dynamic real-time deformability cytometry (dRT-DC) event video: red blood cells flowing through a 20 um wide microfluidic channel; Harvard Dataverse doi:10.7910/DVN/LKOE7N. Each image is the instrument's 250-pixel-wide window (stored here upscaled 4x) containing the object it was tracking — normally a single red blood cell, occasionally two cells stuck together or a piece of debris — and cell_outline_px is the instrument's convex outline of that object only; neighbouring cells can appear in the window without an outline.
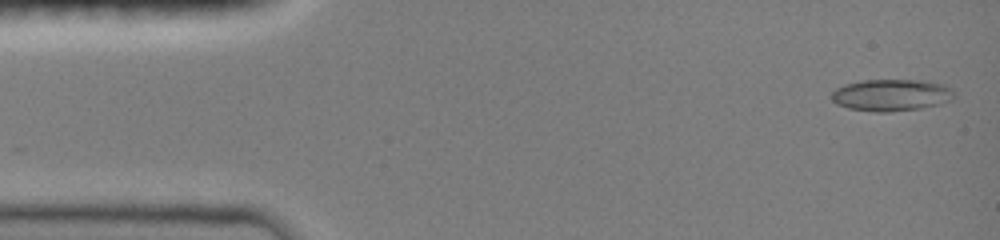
{"species": "common noctule bat (a hibernating species)", "species_latin": "Nyctalus noctula", "temperature_condition": "room temperature", "stored_images_in_passage": 16, "camera_frame_rate_fps": 3000, "um_per_image_px": 0.085, "animal": {"sex": "female", "body_mass_g": 19.0, "forearm_length_mm": 51.5}, "frame": {"image": 1, "passage_image": 1, "time_ms": 0.0, "image_size_px": [1000, 240], "cell_outline_px": [[952, 100], [940, 104], [920, 108], [888, 112], [876, 112], [848, 108], [836, 104], [832, 100], [832, 92], [836, 88], [844, 84], [864, 80], [924, 80], [944, 84], [952, 88]], "centroid_in_image_um": [75.75, 8.08], "position_along_channel_um": 9.2, "area_um2": 22.77}}
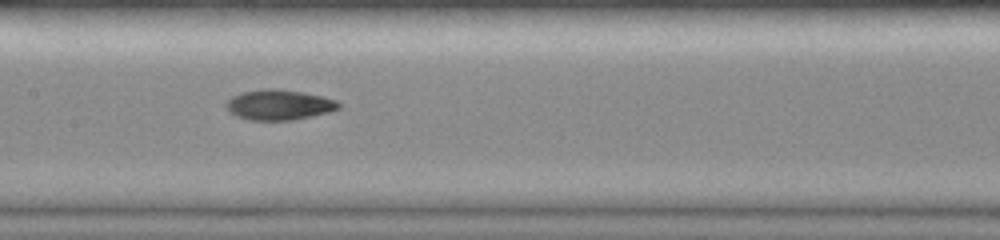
{"frame": {"image": 2, "passage_image": 9, "time_ms": 7.0, "image_size_px": [1000, 240], "cell_outline_px": [[340, 108], [328, 112], [292, 120], [248, 120], [236, 116], [228, 112], [224, 104], [232, 96], [244, 92], [264, 88], [276, 88], [304, 92], [336, 100], [340, 104]], "centroid_in_image_um": [23.67, 8.9], "position_along_channel_um": 183.7, "area_um2": 19.88}}
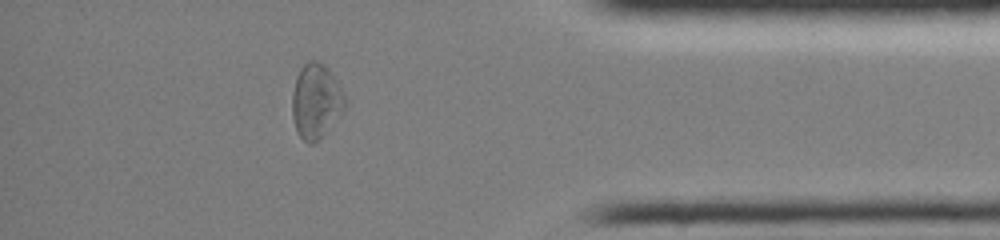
{"frame": {"image": 3, "passage_image": 15, "time_ms": 13.0, "image_size_px": [1000, 240], "cell_outline_px": [[348, 104], [344, 112], [320, 140], [312, 144], [308, 144], [296, 132], [292, 116], [292, 92], [296, 76], [300, 68], [308, 60], [316, 60], [324, 64], [328, 68], [344, 92]], "centroid_in_image_um": [26.88, 8.62], "position_along_channel_um": 408.3, "area_um2": 23.64}}